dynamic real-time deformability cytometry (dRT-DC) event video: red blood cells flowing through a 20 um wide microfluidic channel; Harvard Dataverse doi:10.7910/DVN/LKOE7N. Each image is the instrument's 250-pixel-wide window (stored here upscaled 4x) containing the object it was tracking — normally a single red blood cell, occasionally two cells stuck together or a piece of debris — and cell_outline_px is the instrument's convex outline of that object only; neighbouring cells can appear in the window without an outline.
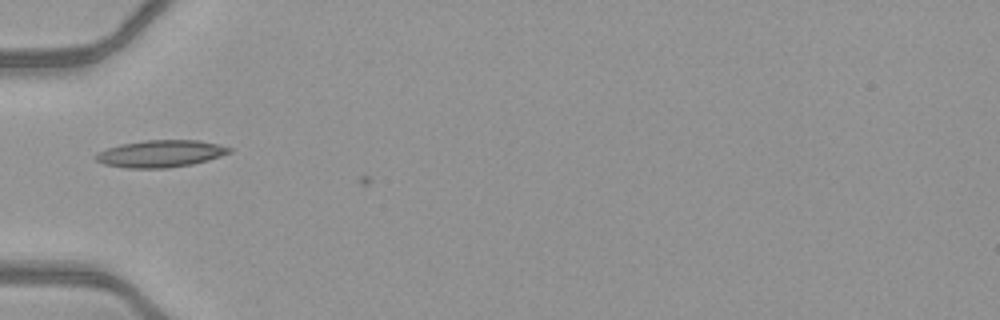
{"species": "common noctule bat (a hibernating species)", "species_latin": "Nyctalus noctula", "temperature_condition": "warm", "stored_images_in_passage": 2, "camera_frame_rate_fps": 3000, "um_per_image_px": 0.085, "animal": {"sex": "female", "body_mass_g": 21.9}, "frame": {"image": 1, "passage_image": 1, "time_ms": 0.0, "image_size_px": [1000, 320], "cell_outline_px": [[232, 152], [208, 160], [192, 164], [168, 168], [128, 168], [104, 164], [96, 160], [96, 152], [120, 144], [144, 140], [196, 140], [216, 144], [232, 148]], "centroid_in_image_um": [13.64, 13.06], "position_along_channel_um": 71.4, "area_um2": 20.98}}